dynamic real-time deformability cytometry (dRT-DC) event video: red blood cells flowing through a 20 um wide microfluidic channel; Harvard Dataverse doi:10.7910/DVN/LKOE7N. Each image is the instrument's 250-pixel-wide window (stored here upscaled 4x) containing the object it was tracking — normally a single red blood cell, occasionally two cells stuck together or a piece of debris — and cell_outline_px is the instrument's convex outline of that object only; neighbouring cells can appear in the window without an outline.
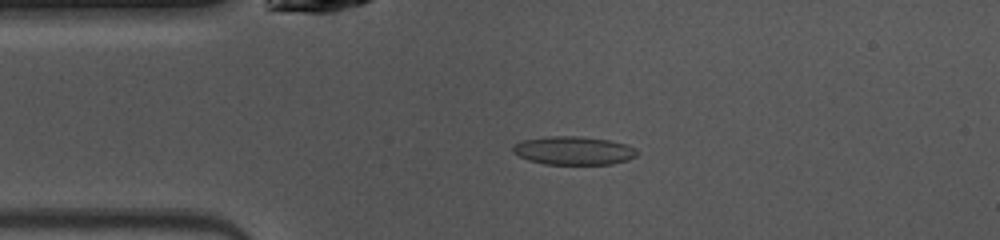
{"species": "common noctule bat (a hibernating species)", "species_latin": "Nyctalus noctula", "temperature_condition": "warm", "stored_images_in_passage": 36, "camera_frame_rate_fps": 3000, "um_per_image_px": 0.085, "animal": {"sex": "female", "body_mass_g": 10.0, "forearm_length_mm": 53.1}, "frame": {"image": 1, "passage_image": 4, "time_ms": 1.0, "image_size_px": [1000, 240], "cell_outline_px": [[636, 156], [628, 160], [612, 164], [544, 164], [528, 160], [512, 152], [512, 148], [516, 144], [524, 140], [544, 136], [576, 136], [608, 140], [628, 144], [636, 148]], "centroid_in_image_um": [48.77, 12.8], "position_along_channel_um": 36.2, "area_um2": 20.52}}
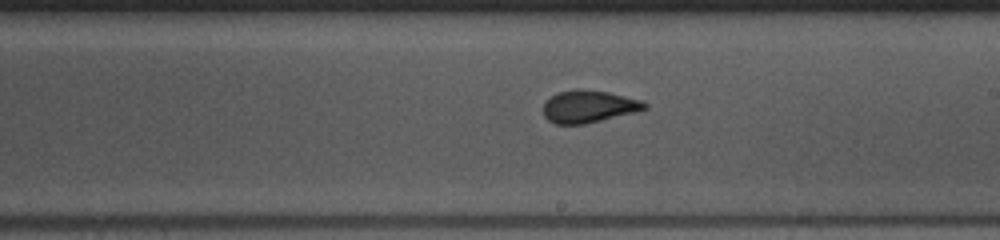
{"frame": {"image": 2, "passage_image": 20, "time_ms": 6.333, "image_size_px": [1000, 240], "cell_outline_px": [[648, 108], [636, 112], [584, 124], [556, 124], [548, 120], [544, 116], [544, 104], [552, 96], [560, 92], [576, 88], [580, 88], [608, 92], [644, 100], [648, 104]], "centroid_in_image_um": [50.09, 9.04], "position_along_channel_um": 238.9, "area_um2": 19.13}}
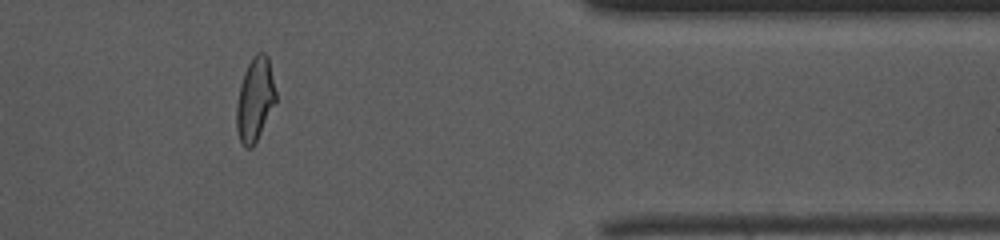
{"frame": {"image": 3, "passage_image": 33, "time_ms": 10.667, "image_size_px": [1000, 240], "cell_outline_px": [[276, 100], [252, 148], [244, 148], [240, 140], [236, 128], [236, 104], [240, 84], [244, 72], [252, 56], [256, 52], [264, 52], [268, 56], [276, 92]], "centroid_in_image_um": [21.65, 8.42], "position_along_channel_um": 389.7, "area_um2": 19.02}, "authors_computed_cell_mechanics": {"area_um2": 19.2474, "velocity_mm_per_s": 4.1024, "shape_relaxation_time_tau1_ms": 5.1601, "shape_relaxation_time_tau2_ms": 0.539, "deformation_change_tau1": 0.1919, "deformation_change_tau2": 0.0665}}